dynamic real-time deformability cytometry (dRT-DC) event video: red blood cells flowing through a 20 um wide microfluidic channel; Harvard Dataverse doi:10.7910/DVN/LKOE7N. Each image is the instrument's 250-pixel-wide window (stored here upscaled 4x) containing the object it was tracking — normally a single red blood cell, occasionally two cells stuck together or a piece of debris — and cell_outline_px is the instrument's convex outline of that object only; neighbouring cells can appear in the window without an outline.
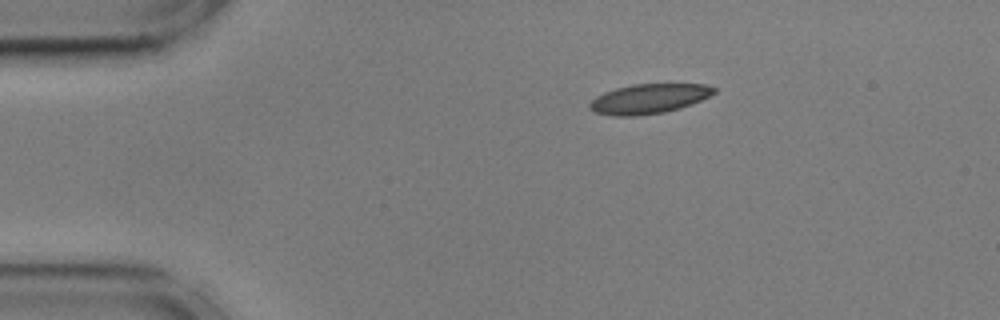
{"species": "common noctule bat (a hibernating species)", "species_latin": "Nyctalus noctula", "temperature_condition": "cold", "stored_images_in_passage": 47, "camera_frame_rate_fps": 3000, "um_per_image_px": 0.085, "animal": {"sex": "male", "body_mass_g": 17.9, "forearm_length_mm": 54.2}, "frame": {"image": 1, "passage_image": 1, "time_ms": 0.0, "image_size_px": [1000, 320], "cell_outline_px": [[716, 92], [692, 104], [680, 108], [664, 112], [636, 116], [612, 116], [596, 112], [588, 108], [588, 104], [596, 96], [604, 92], [616, 88], [632, 84], [704, 84], [716, 88]], "centroid_in_image_um": [55.13, 8.39], "position_along_channel_um": 29.9, "area_um2": 21.5}}
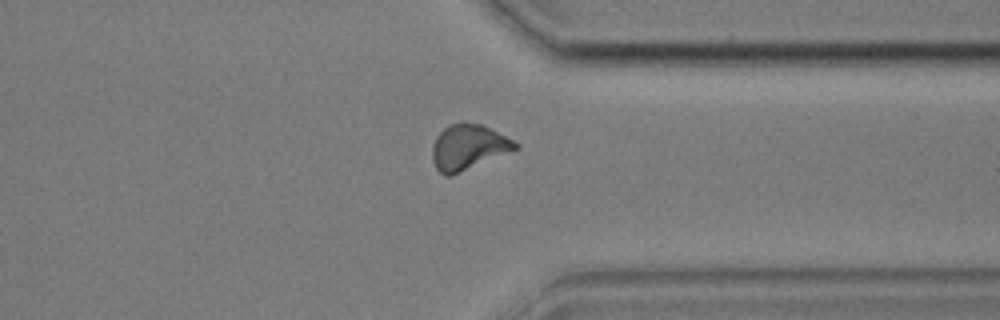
{"frame": {"image": 2, "passage_image": 34, "time_ms": 11.0, "image_size_px": [1000, 320], "cell_outline_px": [[520, 148], [452, 176], [444, 176], [436, 168], [432, 160], [432, 144], [436, 136], [448, 124], [460, 120], [464, 120], [480, 124], [520, 144]], "centroid_in_image_um": [39.77, 12.5], "position_along_channel_um": 371.6, "area_um2": 22.25}}
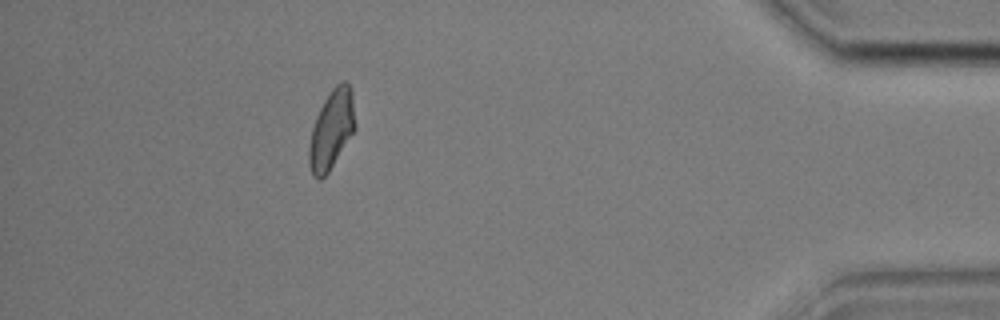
{"frame": {"image": 3, "passage_image": 41, "time_ms": 13.333, "image_size_px": [1000, 320], "cell_outline_px": [[356, 128], [328, 172], [320, 180], [316, 180], [312, 176], [308, 164], [308, 148], [312, 128], [316, 116], [324, 100], [332, 88], [336, 84], [344, 80], [352, 88], [356, 124]], "centroid_in_image_um": [28.17, 11.01], "position_along_channel_um": 407.0, "area_um2": 21.44}, "authors_computed_cell_mechanics": {"area_um2": 21.2126, "velocity_mm_per_s": 3.5863, "shape_relaxation_time_tau1_ms": null, "shape_relaxation_time_tau2_ms": 2.689, "deformation_change_tau1": null, "deformation_change_tau2": 0.0904}}